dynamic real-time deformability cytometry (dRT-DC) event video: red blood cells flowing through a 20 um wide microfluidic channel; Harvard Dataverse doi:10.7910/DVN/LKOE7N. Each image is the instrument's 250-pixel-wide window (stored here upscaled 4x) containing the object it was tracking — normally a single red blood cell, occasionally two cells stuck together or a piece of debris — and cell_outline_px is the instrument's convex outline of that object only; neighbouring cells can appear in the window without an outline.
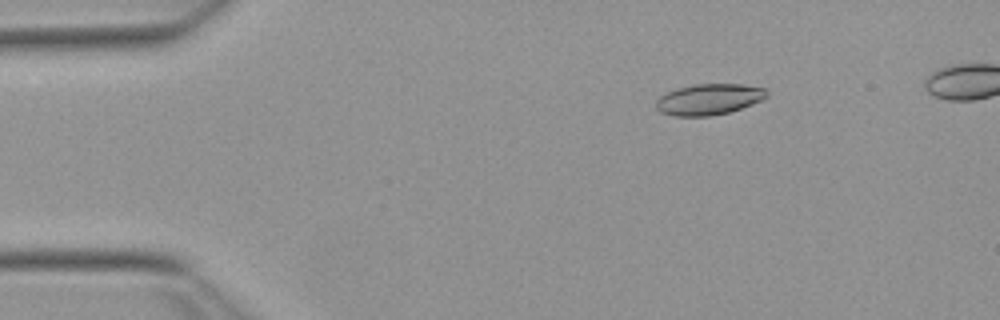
{"species": "Egyptian fruit bat (a non-hibernating species)", "species_latin": "Rousettus aegyptiacus", "temperature_condition": "warm", "stored_images_in_passage": 50, "camera_frame_rate_fps": 3000, "um_per_image_px": 0.085, "animal": {"sex": "female"}, "frame": {"image": 1, "passage_image": 8, "time_ms": 2.333, "image_size_px": [1000, 320], "cell_outline_px": [[768, 96], [752, 104], [728, 112], [708, 116], [676, 116], [660, 112], [656, 108], [656, 100], [660, 96], [676, 88], [696, 84], [744, 84], [764, 88], [768, 92]], "centroid_in_image_um": [60.24, 8.43], "position_along_channel_um": 24.8, "area_um2": 19.88}}
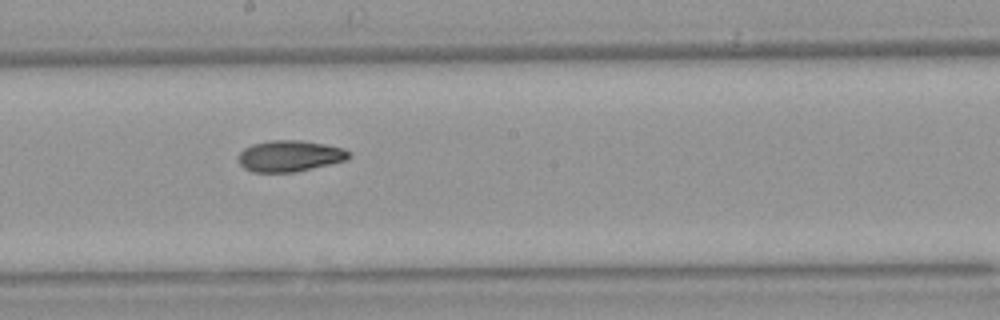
{"frame": {"image": 2, "passage_image": 29, "time_ms": 9.333, "image_size_px": [1000, 320], "cell_outline_px": [[352, 156], [344, 160], [296, 172], [252, 172], [244, 168], [240, 164], [240, 152], [244, 148], [252, 144], [268, 140], [304, 140], [344, 148], [352, 152]], "centroid_in_image_um": [24.64, 13.25], "position_along_channel_um": 223.6, "area_um2": 20.11}}
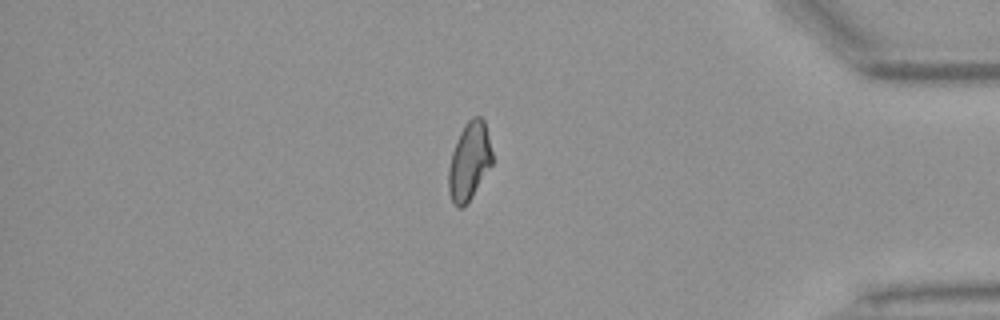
{"frame": {"image": 3, "passage_image": 45, "time_ms": 14.667, "image_size_px": [1000, 320], "cell_outline_px": [[492, 164], [472, 196], [460, 208], [456, 208], [452, 204], [448, 192], [448, 168], [452, 152], [456, 140], [464, 124], [472, 116], [480, 116], [484, 120], [492, 152]], "centroid_in_image_um": [39.86, 13.7], "position_along_channel_um": 395.3, "area_um2": 19.83}, "authors_computed_cell_mechanics": {"area_um2": 20.0566, "velocity_mm_per_s": 3.8277, "shape_relaxation_time_tau1_ms": 7.0498, "shape_relaxation_time_tau2_ms": 3.4376, "deformation_change_tau1": 0.1794, "deformation_change_tau2": 0.0939}}